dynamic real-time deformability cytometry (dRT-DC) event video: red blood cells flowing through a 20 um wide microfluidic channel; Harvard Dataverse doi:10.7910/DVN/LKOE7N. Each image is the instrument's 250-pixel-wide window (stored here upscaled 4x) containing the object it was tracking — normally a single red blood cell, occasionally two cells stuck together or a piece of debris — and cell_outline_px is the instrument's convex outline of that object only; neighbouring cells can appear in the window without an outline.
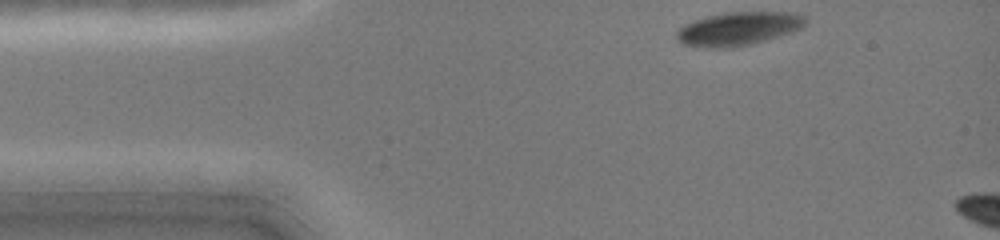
{"species": "common noctule bat (a hibernating species)", "species_latin": "Nyctalus noctula", "temperature_condition": "cold", "stored_images_in_passage": 4, "camera_frame_rate_fps": 3000, "um_per_image_px": 0.085, "animal": {"sex": "female", "body_mass_g": 19.0, "forearm_length_mm": 51.5}, "frame": {"image": 1, "passage_image": 1, "time_ms": 0.0, "image_size_px": [1000, 240], "cell_outline_px": [[808, 20], [800, 28], [792, 32], [780, 36], [752, 44], [732, 48], [712, 48], [684, 44], [676, 40], [676, 32], [684, 24], [692, 20], [724, 12], [792, 12], [804, 16]], "centroid_in_image_um": [62.75, 2.44], "position_along_channel_um": 22.2, "area_um2": 25.26}}